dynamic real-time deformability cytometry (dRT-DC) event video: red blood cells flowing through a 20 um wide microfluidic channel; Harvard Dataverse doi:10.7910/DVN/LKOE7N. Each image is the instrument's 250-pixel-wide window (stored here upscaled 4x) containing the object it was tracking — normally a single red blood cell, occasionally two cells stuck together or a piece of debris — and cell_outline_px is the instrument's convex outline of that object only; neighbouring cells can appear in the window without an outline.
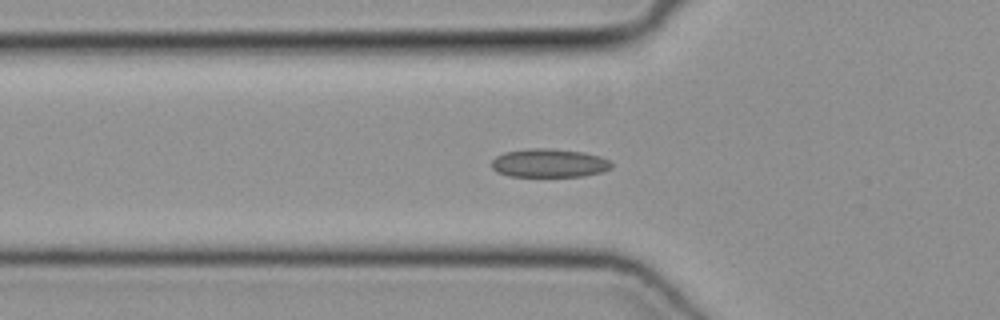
{"species": "common noctule bat (a hibernating species)", "species_latin": "Nyctalus noctula", "temperature_condition": "cold", "stored_images_in_passage": 51, "camera_frame_rate_fps": 3000, "um_per_image_px": 0.085, "animal": {"sex": "female", "body_mass_g": 19.3, "forearm_length_mm": 54.1}, "frame": {"image": 1, "passage_image": 17, "time_ms": 5.333, "image_size_px": [1000, 320], "cell_outline_px": [[612, 168], [604, 172], [584, 176], [508, 176], [496, 172], [492, 168], [492, 160], [496, 156], [504, 152], [536, 148], [548, 148], [584, 152], [600, 156], [608, 160], [612, 164]], "centroid_in_image_um": [46.69, 13.87], "position_along_channel_um": 79.1, "area_um2": 20.0}}
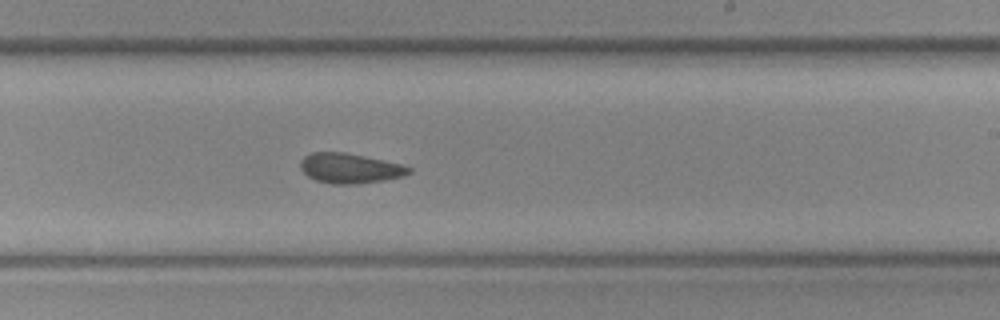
{"frame": {"image": 2, "passage_image": 30, "time_ms": 9.667, "image_size_px": [1000, 320], "cell_outline_px": [[412, 172], [404, 176], [384, 180], [356, 184], [332, 184], [316, 180], [308, 176], [300, 168], [300, 160], [304, 156], [312, 152], [344, 152], [364, 156], [400, 164], [412, 168]], "centroid_in_image_um": [29.73, 14.3], "position_along_channel_um": 259.3, "area_um2": 18.9}}
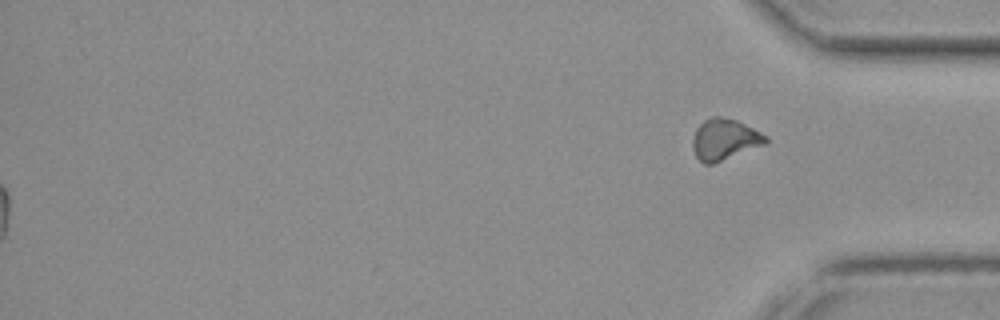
{"frame": {"image": 3, "passage_image": 51, "time_ms": 16.667, "image_size_px": [1000, 320], "cell_outline_px": [[768, 144], [712, 164], [704, 164], [696, 156], [692, 148], [692, 140], [696, 128], [704, 120], [712, 116], [720, 116], [736, 120], [768, 136]], "centroid_in_image_um": [61.6, 11.86], "position_along_channel_um": 373.6, "area_um2": 17.63}}